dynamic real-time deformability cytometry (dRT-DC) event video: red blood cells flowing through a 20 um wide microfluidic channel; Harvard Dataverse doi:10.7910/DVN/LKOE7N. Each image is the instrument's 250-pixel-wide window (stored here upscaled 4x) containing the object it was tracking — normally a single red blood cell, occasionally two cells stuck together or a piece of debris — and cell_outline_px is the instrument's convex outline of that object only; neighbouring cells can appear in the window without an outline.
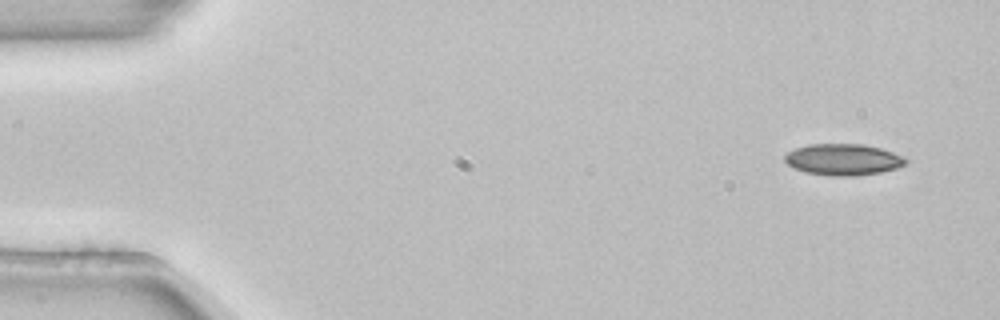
{"species": "common noctule bat (a hibernating species)", "species_latin": "Nyctalus noctula", "temperature_condition": "room temperature", "stored_images_in_passage": 5, "camera_frame_rate_fps": 3000, "um_per_image_px": 0.085, "animal": {"sex": "female", "body_mass_g": 22.7, "forearm_length_mm": 54.2}, "frame": {"image": 1, "passage_image": 1, "time_ms": 0.0, "image_size_px": [1000, 320], "cell_outline_px": [[908, 160], [904, 164], [896, 168], [880, 172], [856, 176], [832, 176], [804, 172], [792, 168], [784, 160], [784, 156], [788, 152], [796, 148], [808, 144], [864, 144], [880, 148], [904, 156]], "centroid_in_image_um": [71.65, 13.56], "position_along_channel_um": 13.4, "area_um2": 22.2}}